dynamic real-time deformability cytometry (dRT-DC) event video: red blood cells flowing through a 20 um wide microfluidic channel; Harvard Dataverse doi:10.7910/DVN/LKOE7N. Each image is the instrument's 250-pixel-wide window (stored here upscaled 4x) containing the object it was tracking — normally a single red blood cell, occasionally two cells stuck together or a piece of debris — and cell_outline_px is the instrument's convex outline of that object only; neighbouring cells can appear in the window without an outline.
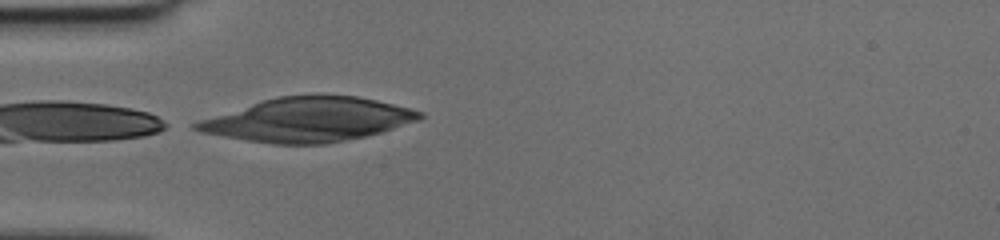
{"species": "human", "species_latin": "Homo sapiens", "temperature_condition": "cold", "stored_images_in_passage": 33, "camera_frame_rate_fps": 3000, "um_per_image_px": 0.085, "donor": {"sex": "female"}, "frame": {"image": 1, "passage_image": 1, "time_ms": 0.0, "image_size_px": [1000, 240], "cell_outline_px": [[424, 116], [420, 120], [380, 132], [364, 136], [324, 144], [272, 144], [244, 140], [200, 132], [192, 128], [192, 124], [200, 120], [264, 100], [280, 96], [356, 96], [376, 100], [424, 112]], "centroid_in_image_um": [26.19, 10.19], "position_along_channel_um": 58.8, "area_um2": 56.47}}
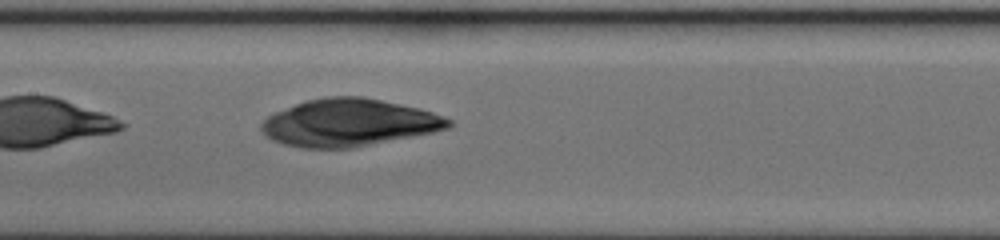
{"frame": {"image": 2, "passage_image": 10, "time_ms": 3.0, "image_size_px": [1000, 240], "cell_outline_px": [[452, 124], [448, 128], [432, 132], [352, 148], [304, 148], [284, 144], [272, 140], [260, 128], [260, 124], [268, 116], [276, 112], [296, 104], [308, 100], [328, 96], [364, 96], [420, 108], [432, 112], [452, 120]], "centroid_in_image_um": [29.66, 10.42], "position_along_channel_um": 177.7, "area_um2": 51.27}}
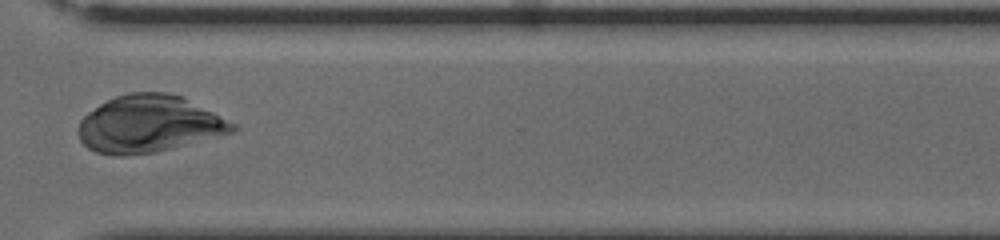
{"frame": {"image": 3, "passage_image": 23, "time_ms": 7.333, "image_size_px": [1000, 240], "cell_outline_px": [[236, 128], [232, 132], [156, 152], [128, 156], [112, 156], [96, 152], [88, 148], [80, 140], [76, 132], [80, 120], [88, 112], [100, 104], [116, 96], [128, 92], [164, 92], [184, 96], [236, 124]], "centroid_in_image_um": [12.62, 10.54], "position_along_channel_um": 358.0, "area_um2": 51.38}}